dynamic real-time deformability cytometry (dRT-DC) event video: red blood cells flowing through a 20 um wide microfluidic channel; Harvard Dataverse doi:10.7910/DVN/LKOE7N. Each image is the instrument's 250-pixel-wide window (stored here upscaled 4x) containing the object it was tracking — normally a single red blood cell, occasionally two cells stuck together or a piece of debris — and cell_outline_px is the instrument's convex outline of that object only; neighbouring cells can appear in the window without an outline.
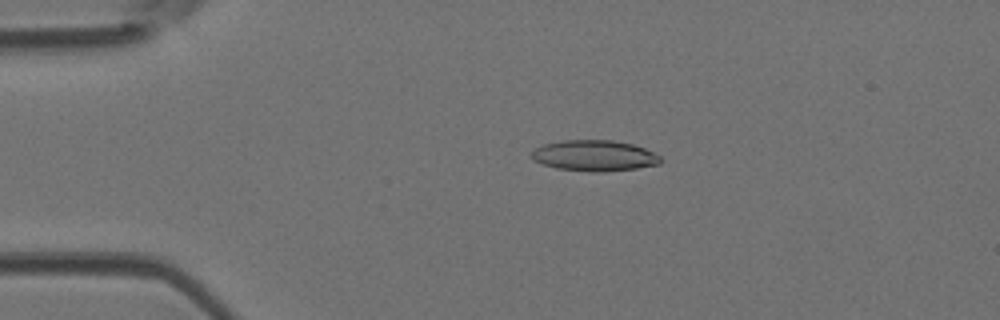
{"species": "Egyptian fruit bat (a non-hibernating species)", "species_latin": "Rousettus aegyptiacus", "temperature_condition": "room temperature", "stored_images_in_passage": 47, "camera_frame_rate_fps": 3000, "um_per_image_px": 0.085, "animal": {"sex": "female"}, "frame": {"image": 1, "passage_image": 9, "time_ms": 2.667, "image_size_px": [1000, 320], "cell_outline_px": [[660, 164], [636, 168], [604, 172], [592, 172], [556, 168], [532, 160], [532, 148], [544, 144], [560, 140], [612, 140], [632, 144], [644, 148], [660, 156]], "centroid_in_image_um": [50.48, 13.23], "position_along_channel_um": 34.5, "area_um2": 23.24}}
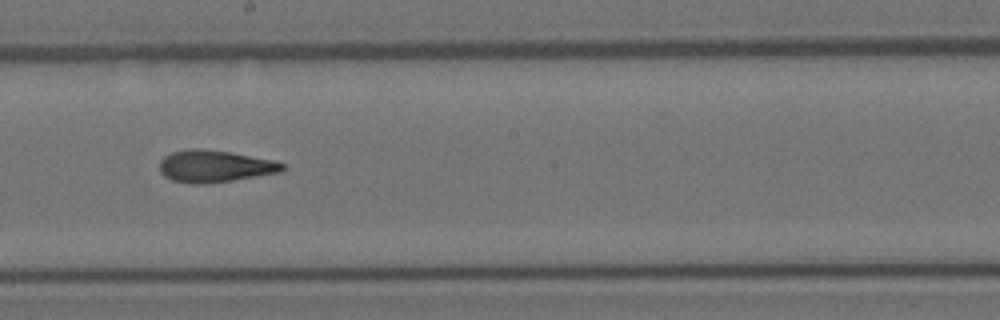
{"frame": {"image": 2, "passage_image": 26, "time_ms": 8.333, "image_size_px": [1000, 320], "cell_outline_px": [[284, 168], [280, 172], [232, 180], [204, 184], [192, 184], [172, 180], [164, 176], [160, 172], [160, 160], [164, 156], [172, 152], [192, 148], [196, 148], [232, 152], [272, 160], [284, 164]], "centroid_in_image_um": [18.21, 14.13], "position_along_channel_um": 230.0, "area_um2": 22.77}}
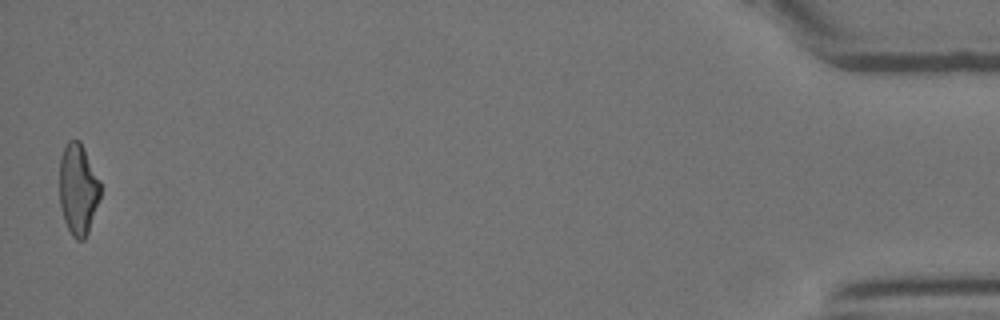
{"frame": {"image": 3, "passage_image": 47, "time_ms": 15.333, "image_size_px": [1000, 320], "cell_outline_px": [[100, 196], [88, 232], [84, 240], [76, 240], [72, 236], [64, 220], [60, 204], [60, 160], [64, 148], [68, 140], [80, 140], [100, 180]], "centroid_in_image_um": [6.64, 16.08], "position_along_channel_um": 428.6, "area_um2": 21.56}, "authors_computed_cell_mechanics": {"area_um2": 22.6576, "velocity_mm_per_s": 4.1676, "shape_relaxation_time_tau1_ms": null, "shape_relaxation_time_tau2_ms": 3.2349, "deformation_change_tau1": null, "deformation_change_tau2": 0.1404}}